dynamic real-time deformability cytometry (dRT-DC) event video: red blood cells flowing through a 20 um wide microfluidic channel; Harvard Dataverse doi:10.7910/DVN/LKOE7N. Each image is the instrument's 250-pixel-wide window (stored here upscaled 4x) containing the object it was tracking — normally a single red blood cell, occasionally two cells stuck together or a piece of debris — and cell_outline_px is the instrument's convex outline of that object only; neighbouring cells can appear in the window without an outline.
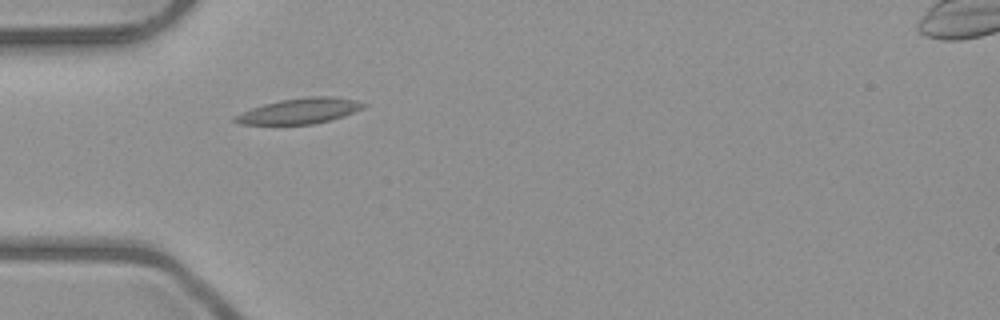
{"species": "common noctule bat (a hibernating species)", "species_latin": "Nyctalus noctula", "temperature_condition": "room temperature", "stored_images_in_passage": 2, "camera_frame_rate_fps": 3000, "um_per_image_px": 0.085, "animal": {"sex": "male", "body_mass_g": 23.1, "forearm_length_mm": 52.7}, "frame": {"image": 1, "passage_image": 1, "time_ms": 0.0, "image_size_px": [1000, 320], "cell_outline_px": [[368, 104], [344, 116], [312, 124], [240, 124], [232, 120], [232, 116], [252, 108], [264, 104], [280, 100], [308, 96], [332, 96], [356, 100]], "centroid_in_image_um": [25.43, 9.42], "position_along_channel_um": 59.6, "area_um2": 18.9}}
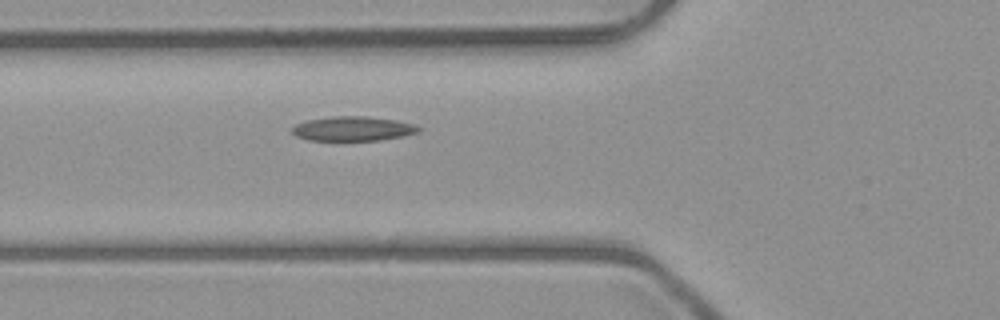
{"frame": {"image": 2, "passage_image": 2, "time_ms": 1.0, "image_size_px": [1000, 320], "cell_outline_px": [[420, 132], [404, 136], [380, 140], [308, 140], [296, 136], [292, 132], [292, 128], [296, 124], [304, 120], [332, 116], [368, 116], [396, 120], [412, 124], [420, 128]], "centroid_in_image_um": [29.98, 10.93], "position_along_channel_um": 95.8, "area_um2": 18.09}}